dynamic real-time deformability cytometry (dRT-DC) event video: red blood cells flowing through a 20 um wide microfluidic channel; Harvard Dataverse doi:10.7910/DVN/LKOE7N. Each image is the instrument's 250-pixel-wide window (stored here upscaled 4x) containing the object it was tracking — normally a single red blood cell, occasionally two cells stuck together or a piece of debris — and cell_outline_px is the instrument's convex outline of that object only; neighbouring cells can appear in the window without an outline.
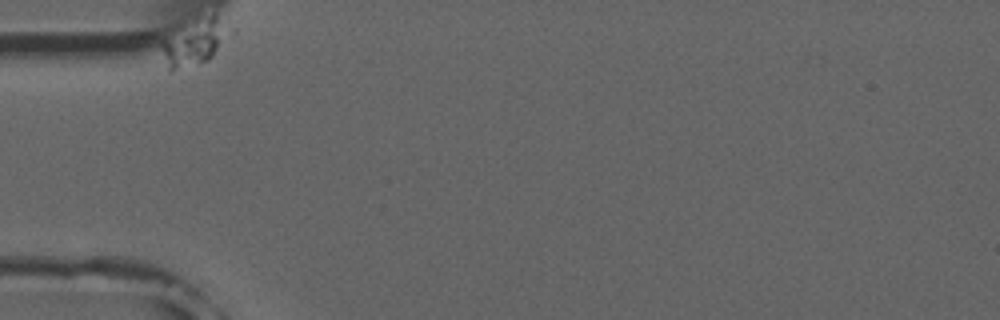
{"species": "common noctule bat (a hibernating species)", "species_latin": "Nyctalus noctula", "temperature_condition": "room temperature", "stored_images_in_passage": 19, "camera_frame_rate_fps": 3000, "um_per_image_px": 0.085, "animal": {"sex": "male", "forearm_length_mm": 52.5}, "frame": {"image": 1, "passage_image": 1, "time_ms": 0.0, "image_size_px": [1000, 320], "cell_outline_px": [[236, 32], [208, 60], [176, 68], [168, 68], [160, 44], [160, 40], [212, 12], [216, 12], [236, 28]], "centroid_in_image_um": [16.73, 3.48], "position_along_channel_um": 68.3, "area_um2": 18.26}}
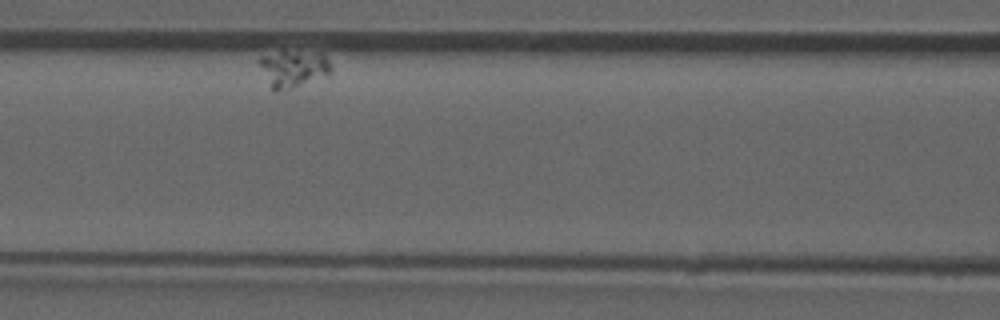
{"frame": {"image": 2, "passage_image": 13, "time_ms": 4.0, "image_size_px": [1000, 320], "cell_outline_px": [[332, 72], [292, 88], [272, 92], [256, 60], [260, 56], [280, 52], [316, 52], [324, 56], [328, 60], [332, 68]], "centroid_in_image_um": [24.87, 5.84], "position_along_channel_um": 141.7, "area_um2": 15.26}}
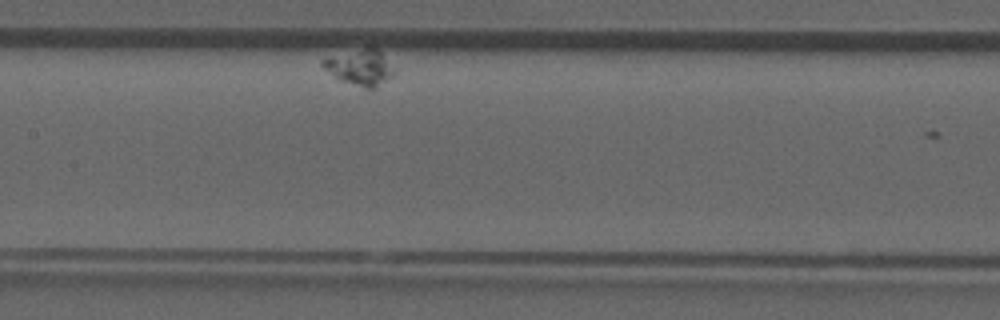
{"frame": {"image": 3, "passage_image": 18, "time_ms": 5.667, "image_size_px": [1000, 320], "cell_outline_px": [[396, 72], [392, 76], [372, 88], [364, 88], [344, 80], [336, 76], [324, 68], [320, 64], [324, 60], [368, 44], [376, 48], [380, 52]], "centroid_in_image_um": [30.64, 5.68], "position_along_channel_um": 176.8, "area_um2": 14.28}}